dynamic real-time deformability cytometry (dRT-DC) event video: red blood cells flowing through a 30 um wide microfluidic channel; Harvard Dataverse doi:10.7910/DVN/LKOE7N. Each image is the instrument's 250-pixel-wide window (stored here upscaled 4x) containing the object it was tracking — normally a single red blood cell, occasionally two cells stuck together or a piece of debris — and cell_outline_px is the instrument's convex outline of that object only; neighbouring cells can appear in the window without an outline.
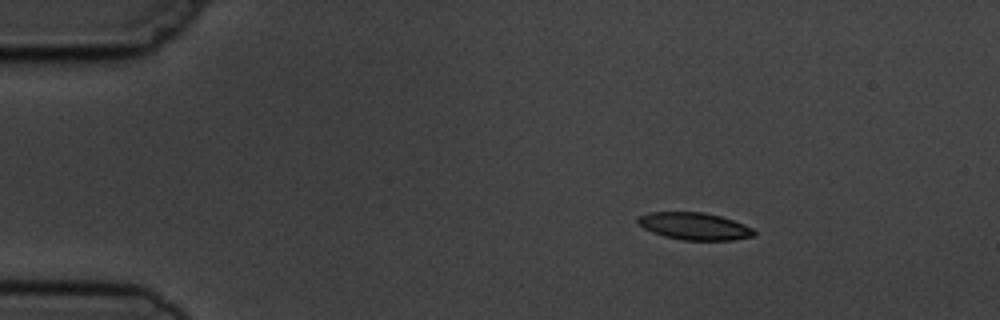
{"species": "common noctule bat (a hibernating species)", "species_latin": "Nyctalus noctula", "temperature_condition": "cold", "stored_images_in_passage": 4, "camera_frame_rate_fps": 3000, "um_per_image_px": 0.085, "animal": {"sex": "male", "body_mass_g": 19.5, "forearm_length_mm": 54.6}, "frame": {"image": 1, "passage_image": 2, "time_ms": 2.0, "image_size_px": [1000, 320], "cell_outline_px": [[756, 236], [732, 240], [684, 240], [664, 236], [652, 232], [636, 224], [636, 220], [640, 216], [652, 212], [704, 212], [720, 216], [744, 224], [752, 228], [756, 232]], "centroid_in_image_um": [59.03, 19.23], "position_along_channel_um": 26.0, "area_um2": 18.44}}